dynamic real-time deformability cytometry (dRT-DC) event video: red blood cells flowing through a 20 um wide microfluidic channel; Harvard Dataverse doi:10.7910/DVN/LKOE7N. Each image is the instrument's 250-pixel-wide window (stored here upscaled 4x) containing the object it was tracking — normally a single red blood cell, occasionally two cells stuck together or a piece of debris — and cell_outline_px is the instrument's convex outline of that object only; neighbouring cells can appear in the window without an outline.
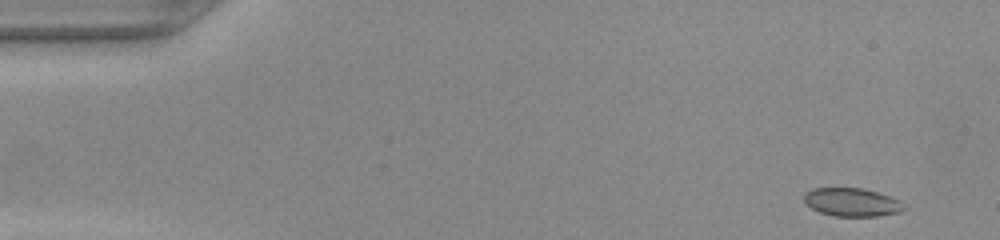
{"species": "common noctule bat (a hibernating species)", "species_latin": "Nyctalus noctula", "temperature_condition": "warm", "stored_images_in_passage": 13, "camera_frame_rate_fps": 3000, "um_per_image_px": 0.085, "animal": {"sex": "female", "body_mass_g": 22.0, "forearm_length_mm": 56.7}, "frame": {"image": 1, "passage_image": 1, "time_ms": 0.0, "image_size_px": [1000, 240], "cell_outline_px": [[908, 208], [900, 212], [880, 216], [832, 216], [820, 212], [804, 204], [804, 192], [812, 188], [864, 188], [900, 200]], "centroid_in_image_um": [72.41, 17.19], "position_along_channel_um": 12.6, "area_um2": 16.7}}